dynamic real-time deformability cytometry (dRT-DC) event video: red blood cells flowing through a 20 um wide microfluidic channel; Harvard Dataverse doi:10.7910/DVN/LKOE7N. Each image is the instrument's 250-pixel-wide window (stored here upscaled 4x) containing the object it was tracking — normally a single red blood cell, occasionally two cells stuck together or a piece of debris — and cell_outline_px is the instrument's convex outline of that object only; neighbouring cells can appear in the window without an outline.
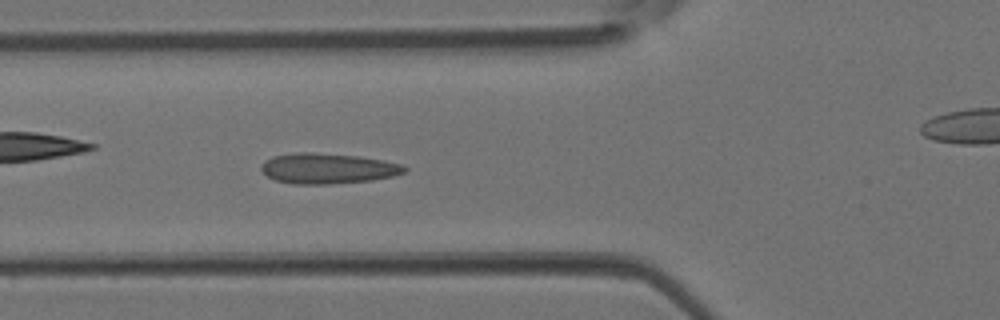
{"species": "Egyptian fruit bat (a non-hibernating species)", "species_latin": "Rousettus aegyptiacus", "temperature_condition": "room temperature", "stored_images_in_passage": 44, "camera_frame_rate_fps": 3000, "um_per_image_px": 0.085, "animal": {"sex": "female"}, "frame": {"image": 1, "passage_image": 15, "time_ms": 4.667, "image_size_px": [1000, 320], "cell_outline_px": [[408, 172], [392, 176], [372, 180], [328, 184], [292, 184], [276, 180], [268, 176], [260, 168], [264, 160], [272, 156], [296, 152], [312, 152], [360, 156], [384, 160], [404, 164], [408, 168]], "centroid_in_image_um": [27.89, 14.31], "position_along_channel_um": 97.9, "area_um2": 25.66}}
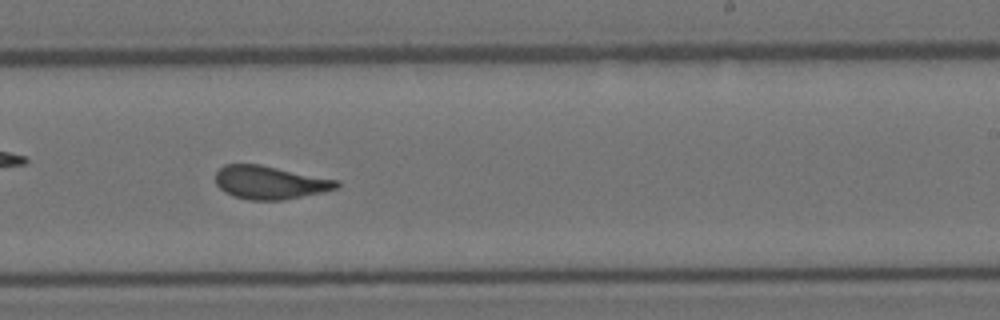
{"frame": {"image": 2, "passage_image": 26, "time_ms": 8.333, "image_size_px": [1000, 320], "cell_outline_px": [[340, 188], [324, 192], [284, 200], [248, 200], [232, 196], [224, 192], [216, 184], [216, 172], [224, 164], [260, 164], [340, 180]], "centroid_in_image_um": [22.98, 15.51], "position_along_channel_um": 266.0, "area_um2": 23.81}}
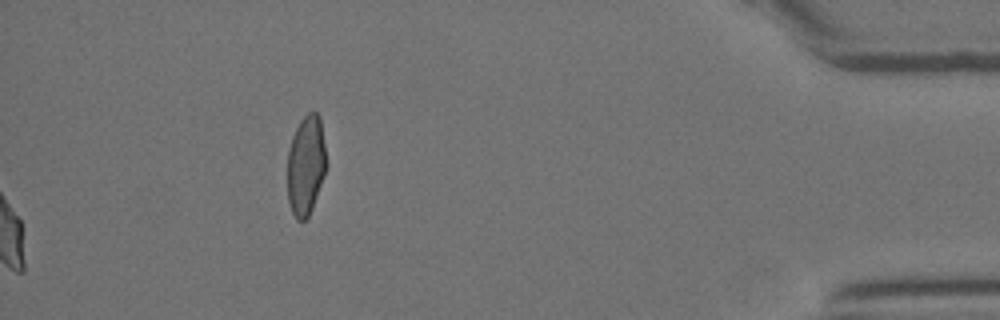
{"frame": {"image": 3, "passage_image": 44, "time_ms": 14.333, "image_size_px": [1000, 320], "cell_outline_px": [[328, 164], [324, 176], [312, 208], [308, 216], [304, 220], [296, 220], [292, 212], [288, 200], [288, 148], [292, 136], [300, 120], [308, 112], [316, 112], [320, 116]], "centroid_in_image_um": [26.02, 14.02], "position_along_channel_um": 409.2, "area_um2": 22.83}}